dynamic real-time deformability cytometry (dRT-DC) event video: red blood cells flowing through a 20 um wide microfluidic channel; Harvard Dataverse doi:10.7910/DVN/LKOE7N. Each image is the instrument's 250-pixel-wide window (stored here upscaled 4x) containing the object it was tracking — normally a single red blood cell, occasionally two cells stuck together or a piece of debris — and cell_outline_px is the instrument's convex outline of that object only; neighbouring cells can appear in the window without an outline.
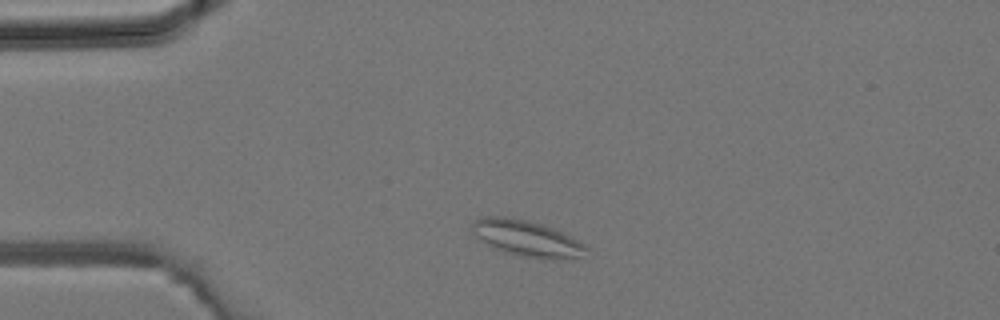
{"species": "common noctule bat (a hibernating species)", "species_latin": "Nyctalus noctula", "temperature_condition": "room temperature", "stored_images_in_passage": 2, "camera_frame_rate_fps": 3000, "um_per_image_px": 0.085, "animal": {"sex": "male", "body_mass_g": 19.2, "forearm_length_mm": 51.8}, "frame": {"image": 1, "passage_image": 1, "time_ms": 0.0, "image_size_px": [1000, 320], "cell_outline_px": [[588, 248], [580, 256], [552, 260], [524, 256], [504, 252], [480, 240], [468, 228], [472, 220], [484, 216], [504, 216], [524, 220], [540, 224], [552, 228], [584, 244]], "centroid_in_image_um": [44.67, 20.24], "position_along_channel_um": 40.3, "area_um2": 23.58}}